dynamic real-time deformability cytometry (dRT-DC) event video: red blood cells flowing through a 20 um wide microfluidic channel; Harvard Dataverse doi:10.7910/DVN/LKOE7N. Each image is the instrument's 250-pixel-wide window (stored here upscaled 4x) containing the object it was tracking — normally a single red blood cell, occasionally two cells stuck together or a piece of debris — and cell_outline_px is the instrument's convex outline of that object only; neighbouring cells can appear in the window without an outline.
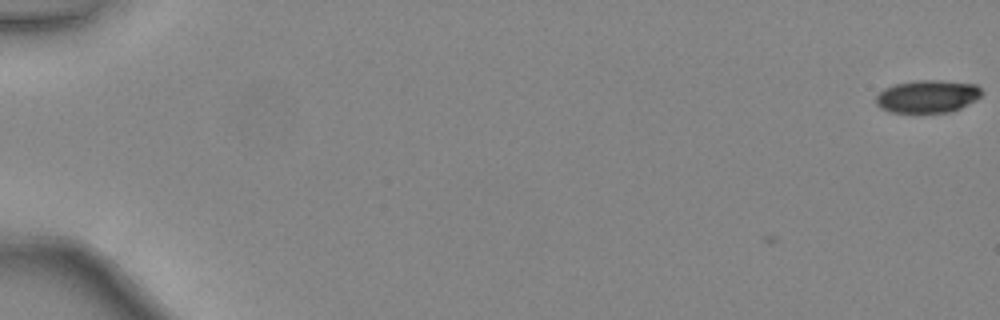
{"species": "common noctule bat (a hibernating species)", "species_latin": "Nyctalus noctula", "temperature_condition": "warm", "stored_images_in_passage": 5, "camera_frame_rate_fps": 3000, "um_per_image_px": 0.085, "animal": {"sex": "female", "body_mass_g": 24.6, "forearm_length_mm": 56.2}, "frame": {"image": 1, "passage_image": 1, "time_ms": 0.0, "image_size_px": [1000, 320], "cell_outline_px": [[984, 92], [976, 100], [960, 108], [948, 112], [888, 112], [880, 108], [876, 104], [876, 96], [884, 88], [896, 84], [916, 80], [940, 80], [976, 84]], "centroid_in_image_um": [78.84, 8.19], "position_along_channel_um": 6.2, "area_um2": 20.17}}